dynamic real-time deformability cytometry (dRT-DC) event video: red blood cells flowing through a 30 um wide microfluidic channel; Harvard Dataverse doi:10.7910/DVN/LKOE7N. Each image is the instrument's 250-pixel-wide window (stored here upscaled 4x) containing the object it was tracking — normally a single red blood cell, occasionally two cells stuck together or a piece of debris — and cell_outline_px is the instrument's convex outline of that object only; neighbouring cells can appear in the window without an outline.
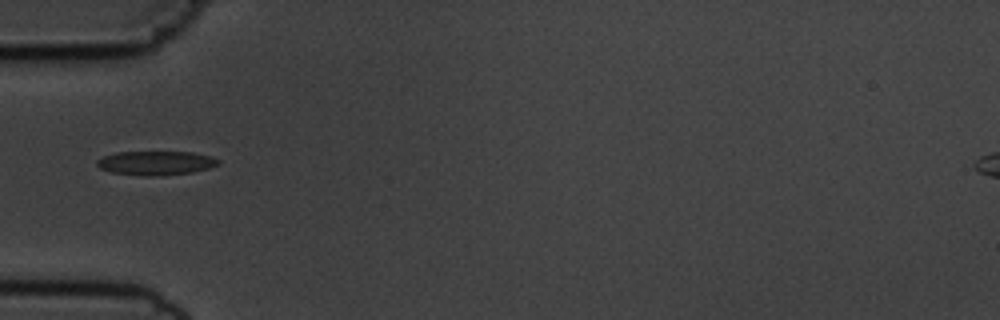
{"species": "common noctule bat (a hibernating species)", "species_latin": "Nyctalus noctula", "temperature_condition": "cold", "stored_images_in_passage": 38, "camera_frame_rate_fps": 3000, "um_per_image_px": 0.085, "animal": {"sex": "male", "body_mass_g": 19.5, "forearm_length_mm": 54.6}, "frame": {"image": 1, "passage_image": 1, "time_ms": 0.0, "image_size_px": [1000, 320], "cell_outline_px": [[220, 164], [208, 168], [192, 172], [160, 176], [144, 176], [112, 172], [100, 168], [96, 164], [96, 160], [104, 156], [116, 152], [192, 152], [212, 156], [220, 160]], "centroid_in_image_um": [13.26, 13.85], "position_along_channel_um": 71.7, "area_um2": 17.05}}
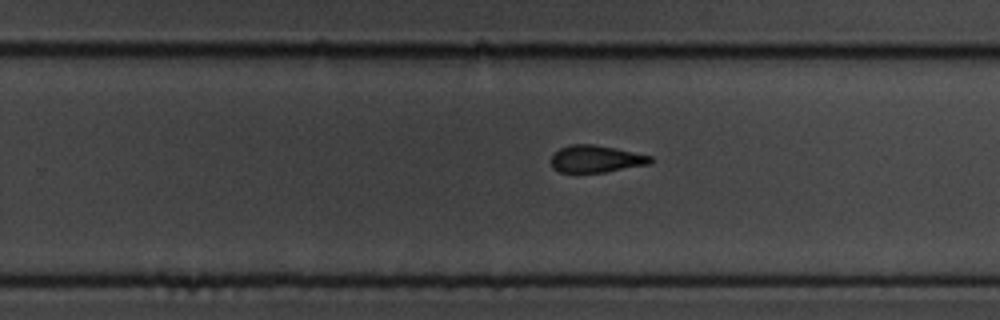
{"frame": {"image": 2, "passage_image": 18, "time_ms": 5.667, "image_size_px": [1000, 320], "cell_outline_px": [[656, 160], [652, 164], [604, 172], [560, 172], [552, 168], [552, 156], [560, 148], [572, 144], [592, 144], [616, 148], [652, 156]], "centroid_in_image_um": [50.73, 13.51], "position_along_channel_um": 279.1, "area_um2": 15.78}}
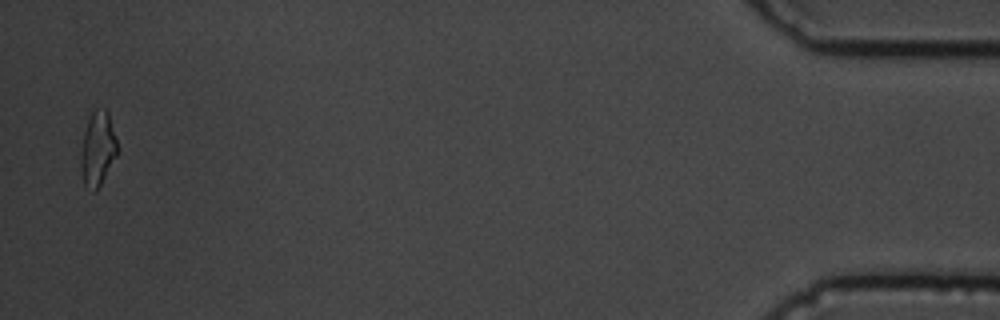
{"frame": {"image": 3, "passage_image": 37, "time_ms": 12.0, "image_size_px": [1000, 320], "cell_outline_px": [[120, 152], [96, 192], [92, 192], [84, 184], [80, 168], [80, 152], [84, 132], [88, 120], [92, 112], [96, 108], [104, 108], [108, 112], [120, 148]], "centroid_in_image_um": [8.33, 12.67], "position_along_channel_um": 426.9, "area_um2": 16.36}, "authors_computed_cell_mechanics": {"area_um2": 16.5308, "velocity_mm_per_s": 3.6681, "shape_relaxation_time_tau1_ms": 3.664, "shape_relaxation_time_tau2_ms": 2.4155, "deformation_change_tau1": 0.1231, "deformation_change_tau2": 0.0907}}